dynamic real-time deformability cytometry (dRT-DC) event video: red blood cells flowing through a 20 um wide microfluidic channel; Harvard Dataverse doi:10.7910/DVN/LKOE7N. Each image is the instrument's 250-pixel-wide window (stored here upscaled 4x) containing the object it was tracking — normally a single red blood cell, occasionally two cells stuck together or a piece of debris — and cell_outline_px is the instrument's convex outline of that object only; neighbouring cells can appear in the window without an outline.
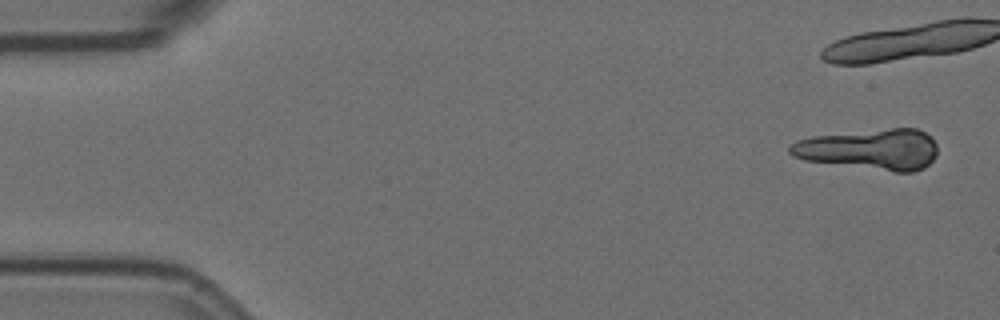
{"species": "Egyptian fruit bat (a non-hibernating species)", "species_latin": "Rousettus aegyptiacus", "temperature_condition": "room temperature", "stored_images_in_passage": 3, "camera_frame_rate_fps": 3000, "um_per_image_px": 0.085, "animal": {"sex": "female"}, "frame": {"image": 1, "passage_image": 1, "time_ms": 0.0, "image_size_px": [1000, 320], "cell_outline_px": [[936, 156], [924, 168], [912, 172], [896, 172], [804, 160], [792, 156], [788, 152], [788, 148], [796, 140], [812, 136], [892, 128], [916, 128], [932, 136], [936, 144]], "centroid_in_image_um": [73.96, 12.69], "position_along_channel_um": 11.0, "area_um2": 35.08}}